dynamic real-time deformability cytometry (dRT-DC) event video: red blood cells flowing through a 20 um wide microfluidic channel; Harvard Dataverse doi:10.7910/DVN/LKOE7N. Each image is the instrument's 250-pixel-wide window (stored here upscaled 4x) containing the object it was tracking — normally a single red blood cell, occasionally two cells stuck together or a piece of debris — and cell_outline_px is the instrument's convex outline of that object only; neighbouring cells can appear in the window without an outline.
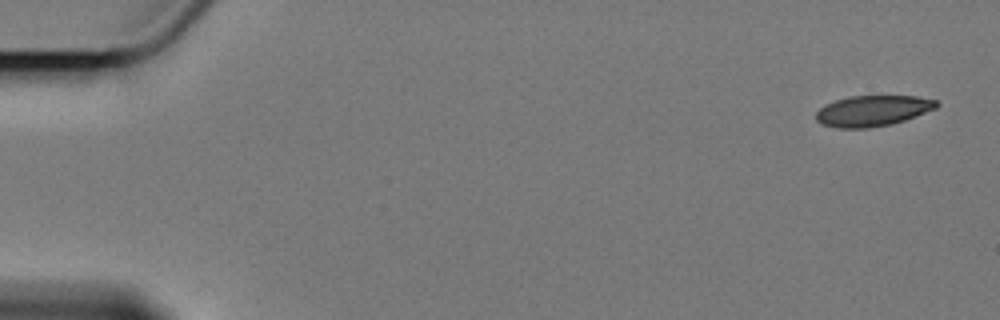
{"species": "Egyptian fruit bat (a non-hibernating species)", "species_latin": "Rousettus aegyptiacus", "temperature_condition": "cold", "stored_images_in_passage": 6, "camera_frame_rate_fps": 3000, "um_per_image_px": 0.085, "animal": {"sex": "female"}, "frame": {"image": 1, "passage_image": 1, "time_ms": 0.0, "image_size_px": [1000, 320], "cell_outline_px": [[940, 104], [936, 108], [904, 120], [892, 124], [868, 128], [836, 128], [824, 124], [816, 120], [816, 112], [824, 104], [848, 96], [916, 96], [936, 100]], "centroid_in_image_um": [74.16, 9.41], "position_along_channel_um": 10.8, "area_um2": 21.56}}
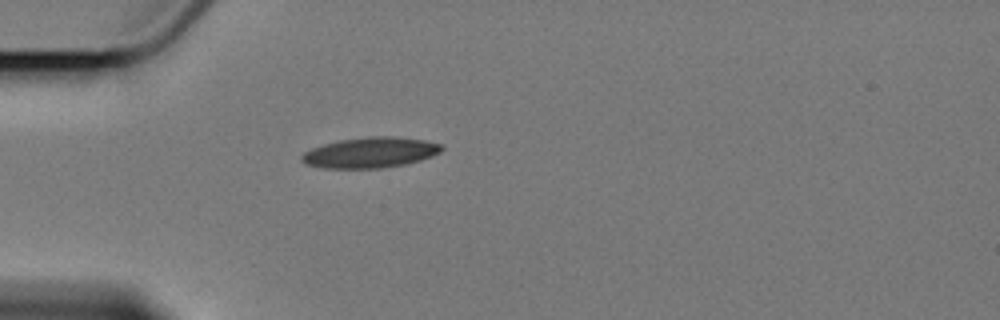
{"frame": {"image": 2, "passage_image": 5, "time_ms": 5.0, "image_size_px": [1000, 320], "cell_outline_px": [[444, 148], [440, 152], [432, 156], [420, 160], [404, 164], [380, 168], [324, 168], [304, 164], [300, 160], [300, 156], [304, 152], [312, 148], [324, 144], [340, 140], [368, 136], [392, 136], [424, 140], [440, 144]], "centroid_in_image_um": [31.45, 12.97], "position_along_channel_um": 53.6, "area_um2": 24.85}}